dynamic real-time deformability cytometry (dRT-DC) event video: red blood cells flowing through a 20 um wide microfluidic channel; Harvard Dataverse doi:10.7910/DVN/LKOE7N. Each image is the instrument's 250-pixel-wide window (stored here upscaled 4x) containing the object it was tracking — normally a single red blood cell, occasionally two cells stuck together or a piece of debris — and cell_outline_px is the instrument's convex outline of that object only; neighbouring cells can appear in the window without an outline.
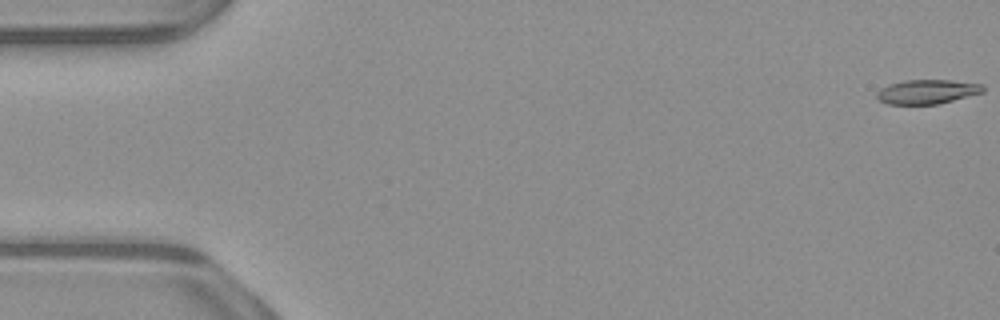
{"species": "common noctule bat (a hibernating species)", "species_latin": "Nyctalus noctula", "temperature_condition": "warm", "stored_images_in_passage": 53, "camera_frame_rate_fps": 3000, "um_per_image_px": 0.085, "animal": {"sex": "male", "body_mass_g": 23.1, "forearm_length_mm": 52.7}, "frame": {"image": 1, "passage_image": 1, "time_ms": 0.0, "image_size_px": [1000, 320], "cell_outline_px": [[984, 92], [936, 104], [888, 104], [880, 100], [876, 96], [876, 92], [880, 88], [888, 84], [904, 80], [952, 80], [984, 84]], "centroid_in_image_um": [78.8, 7.78], "position_along_channel_um": 6.2, "area_um2": 15.03}}
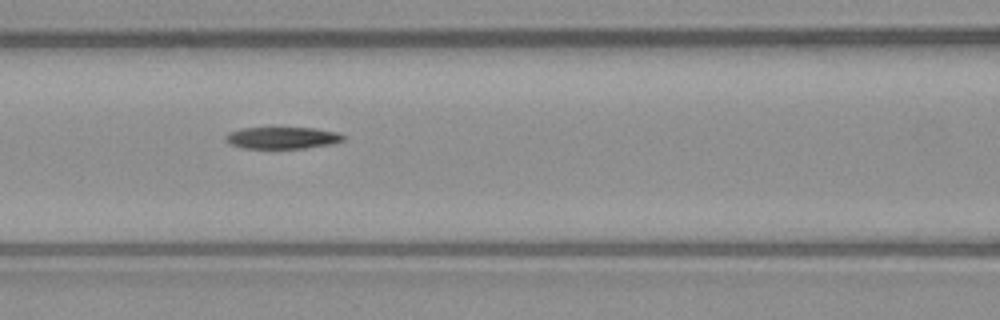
{"frame": {"image": 2, "passage_image": 23, "time_ms": 7.333, "image_size_px": [1000, 320], "cell_outline_px": [[344, 140], [332, 144], [304, 148], [244, 148], [228, 144], [224, 140], [224, 136], [228, 132], [240, 128], [316, 128], [336, 132], [344, 136]], "centroid_in_image_um": [23.94, 11.71], "position_along_channel_um": 142.7, "area_um2": 15.03}}
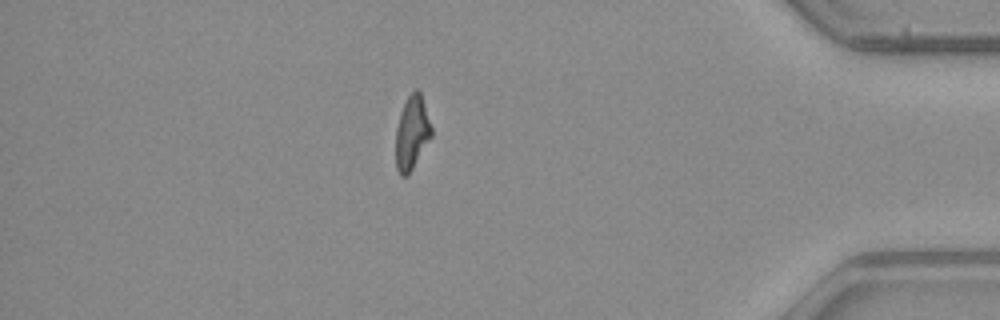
{"frame": {"image": 3, "passage_image": 46, "time_ms": 15.0, "image_size_px": [1000, 320], "cell_outline_px": [[432, 136], [408, 176], [400, 176], [396, 168], [396, 128], [400, 112], [408, 96], [416, 88], [420, 92], [432, 128]], "centroid_in_image_um": [35.0, 11.32], "position_along_channel_um": 400.2, "area_um2": 15.26}, "authors_computed_cell_mechanics": {"area_um2": 15.895, "velocity_mm_per_s": 3.924, "shape_relaxation_time_tau1_ms": null, "shape_relaxation_time_tau2_ms": 8.6977, "deformation_change_tau1": null, "deformation_change_tau2": 0.1909}}